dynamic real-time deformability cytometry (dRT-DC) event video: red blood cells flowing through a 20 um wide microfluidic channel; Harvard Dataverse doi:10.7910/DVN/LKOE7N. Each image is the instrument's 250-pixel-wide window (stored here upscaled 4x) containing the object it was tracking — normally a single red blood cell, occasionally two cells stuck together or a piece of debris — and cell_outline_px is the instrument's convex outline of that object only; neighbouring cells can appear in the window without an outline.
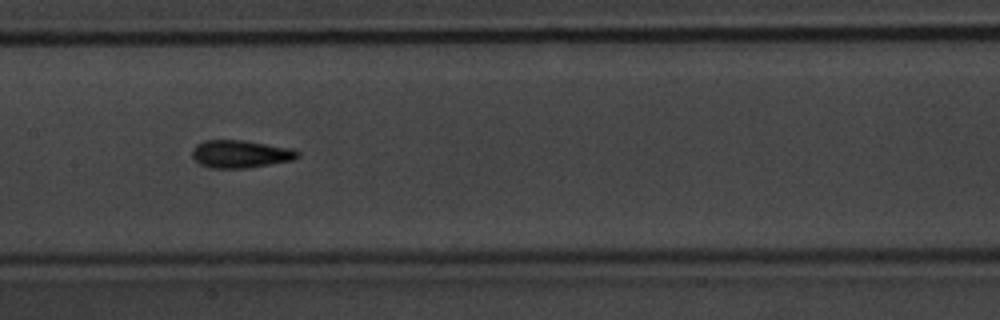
{"species": "common noctule bat (a hibernating species)", "species_latin": "Nyctalus noctula", "temperature_condition": "warm", "stored_images_in_passage": 42, "camera_frame_rate_fps": 3000, "um_per_image_px": 0.085, "animal": {"sex": "male", "body_mass_g": 20.1, "forearm_length_mm": 53.5}, "frame": {"image": 1, "passage_image": 13, "time_ms": 4.0, "image_size_px": [1000, 320], "cell_outline_px": [[300, 156], [292, 160], [248, 168], [208, 168], [200, 164], [192, 156], [192, 148], [196, 144], [204, 140], [244, 140], [292, 148], [300, 152]], "centroid_in_image_um": [20.43, 13.08], "position_along_channel_um": 187.0, "area_um2": 17.17}}
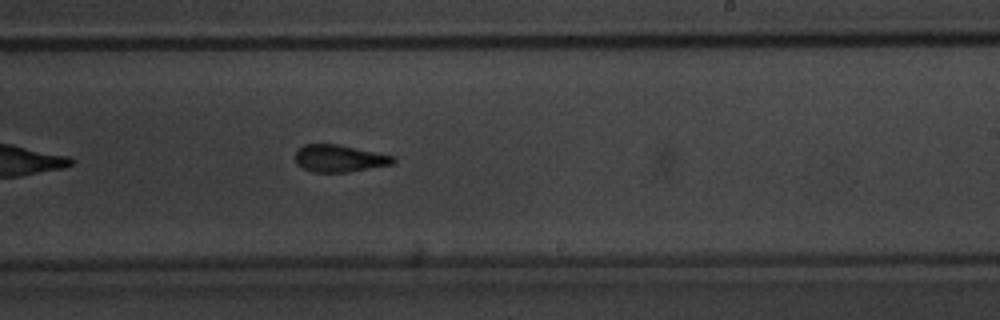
{"frame": {"image": 2, "passage_image": 19, "time_ms": 6.0, "image_size_px": [1000, 320], "cell_outline_px": [[396, 160], [392, 164], [348, 172], [312, 172], [296, 164], [296, 152], [304, 144], [340, 144], [396, 156]], "centroid_in_image_um": [28.87, 13.46], "position_along_channel_um": 260.1, "area_um2": 15.55}}
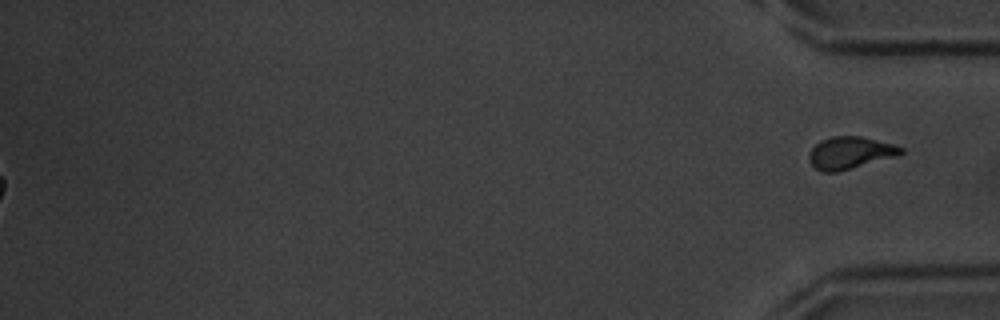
{"frame": {"image": 3, "passage_image": 42, "time_ms": 13.667, "image_size_px": [1000, 320], "cell_outline_px": [[904, 152], [896, 156], [840, 172], [820, 172], [808, 160], [808, 156], [812, 148], [820, 140], [832, 136], [860, 136], [892, 144], [904, 148]], "centroid_in_image_um": [72.24, 13.0], "position_along_channel_um": 363.0, "area_um2": 17.28}}